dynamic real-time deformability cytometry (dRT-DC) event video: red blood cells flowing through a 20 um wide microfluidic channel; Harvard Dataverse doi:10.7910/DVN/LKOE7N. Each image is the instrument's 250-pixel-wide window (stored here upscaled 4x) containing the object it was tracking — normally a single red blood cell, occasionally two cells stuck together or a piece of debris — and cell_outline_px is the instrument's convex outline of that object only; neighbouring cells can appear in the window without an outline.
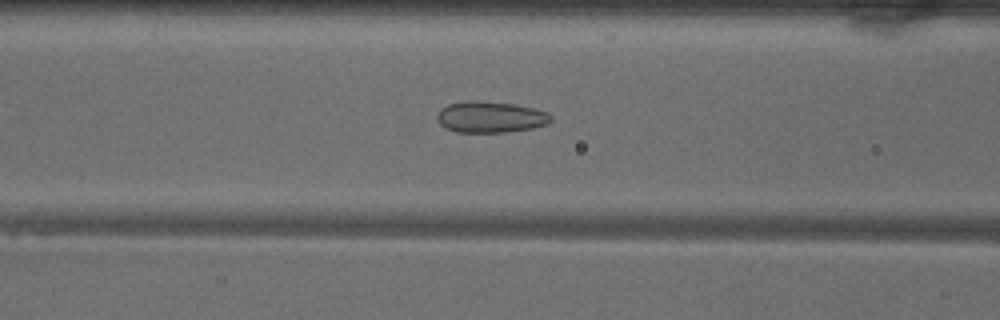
{"species": "common noctule bat (a hibernating species)", "species_latin": "Nyctalus noctula", "temperature_condition": "warm", "stored_images_in_passage": 48, "camera_frame_rate_fps": 3000, "um_per_image_px": 0.085, "animal": {"sex": "male", "body_mass_g": 18.8}, "frame": {"image": 1, "passage_image": 18, "time_ms": 5.667, "image_size_px": [1000, 320], "cell_outline_px": [[552, 120], [548, 124], [532, 128], [508, 132], [456, 132], [440, 124], [436, 120], [436, 116], [440, 108], [448, 104], [464, 100], [476, 100], [516, 104], [548, 112], [552, 116]], "centroid_in_image_um": [41.68, 9.93], "position_along_channel_um": 124.9, "area_um2": 20.98}}
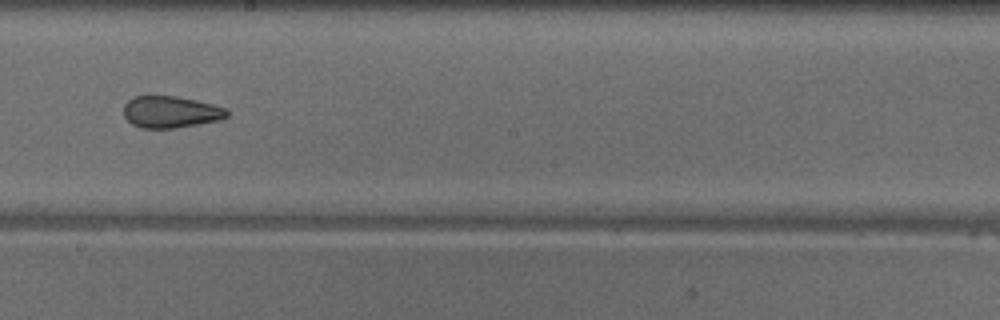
{"frame": {"image": 2, "passage_image": 26, "time_ms": 8.333, "image_size_px": [1000, 320], "cell_outline_px": [[228, 116], [220, 120], [176, 128], [140, 128], [132, 124], [124, 116], [124, 104], [132, 96], [176, 96], [196, 100], [228, 108]], "centroid_in_image_um": [14.51, 9.51], "position_along_channel_um": 233.7, "area_um2": 19.25}}
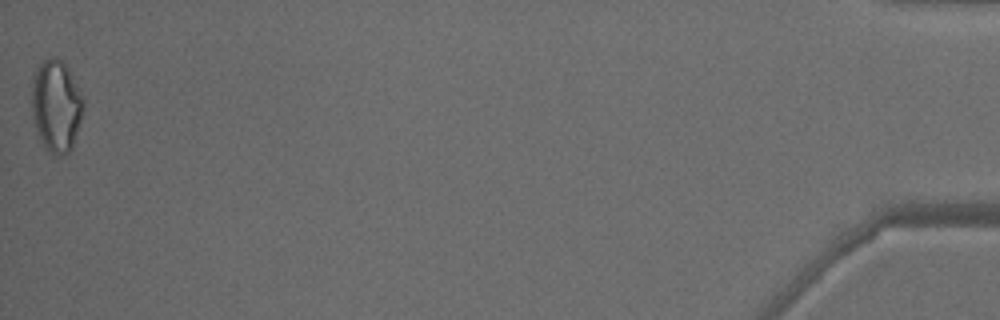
{"frame": {"image": 3, "passage_image": 48, "time_ms": 15.667, "image_size_px": [1000, 320], "cell_outline_px": [[84, 104], [80, 120], [72, 148], [68, 152], [60, 156], [52, 156], [44, 148], [40, 140], [32, 120], [32, 84], [36, 68], [44, 60], [52, 56], [56, 56], [64, 64], [72, 76], [84, 100]], "centroid_in_image_um": [4.75, 9.04], "position_along_channel_um": 430.4, "area_um2": 27.69}, "authors_computed_cell_mechanics": {"area_um2": 21.7328, "velocity_mm_per_s": 4.0791, "shape_relaxation_time_tau1_ms": null, "shape_relaxation_time_tau2_ms": 2.0132, "deformation_change_tau1": null, "deformation_change_tau2": 0.0895}}